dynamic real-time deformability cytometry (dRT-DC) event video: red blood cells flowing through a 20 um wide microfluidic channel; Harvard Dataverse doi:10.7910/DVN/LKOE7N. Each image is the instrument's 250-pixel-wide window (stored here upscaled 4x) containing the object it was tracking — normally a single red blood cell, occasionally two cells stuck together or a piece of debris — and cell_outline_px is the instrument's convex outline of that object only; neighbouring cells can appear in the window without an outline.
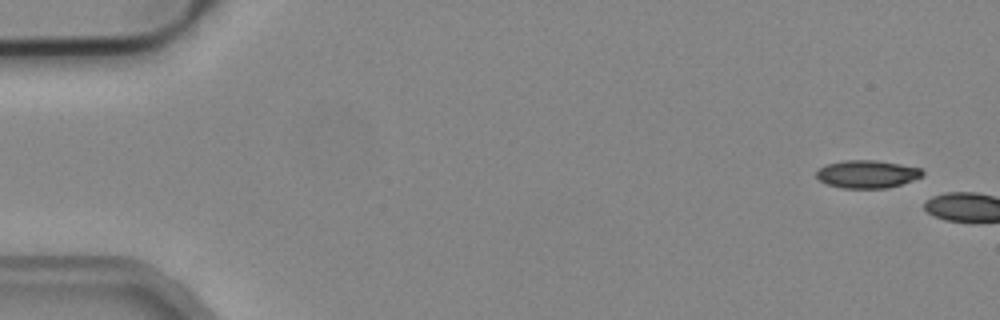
{"species": "common noctule bat (a hibernating species)", "species_latin": "Nyctalus noctula", "temperature_condition": "cold", "stored_images_in_passage": 2, "camera_frame_rate_fps": 3000, "um_per_image_px": 0.085, "animal": {"sex": "male", "body_mass_g": 19.2, "forearm_length_mm": 51.8}, "frame": {"image": 1, "passage_image": 2, "time_ms": 0.333, "image_size_px": [1000, 320], "cell_outline_px": [[924, 176], [888, 188], [844, 188], [828, 184], [820, 180], [816, 176], [816, 172], [824, 164], [844, 160], [876, 160], [900, 164], [920, 168], [924, 172]], "centroid_in_image_um": [73.71, 14.79], "position_along_channel_um": 11.3, "area_um2": 17.17}}